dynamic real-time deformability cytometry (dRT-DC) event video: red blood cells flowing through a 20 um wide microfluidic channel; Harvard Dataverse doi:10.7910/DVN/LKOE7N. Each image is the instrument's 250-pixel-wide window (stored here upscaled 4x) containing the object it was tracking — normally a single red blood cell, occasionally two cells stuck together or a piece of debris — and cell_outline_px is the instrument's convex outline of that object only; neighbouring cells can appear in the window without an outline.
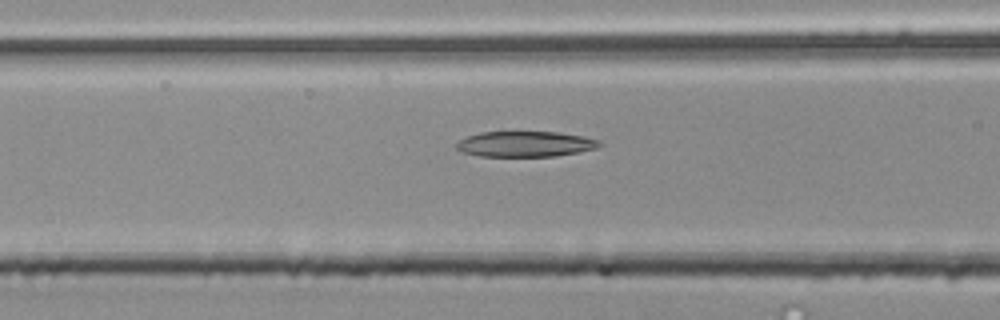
{"species": "common noctule bat (a hibernating species)", "species_latin": "Nyctalus noctula", "temperature_condition": "room temperature", "stored_images_in_passage": 45, "camera_frame_rate_fps": 3000, "um_per_image_px": 0.085, "animal": {"sex": "male", "body_mass_g": 20.4}, "frame": {"image": 1, "passage_image": 13, "time_ms": 4.0, "image_size_px": [1000, 320], "cell_outline_px": [[604, 144], [596, 148], [556, 156], [480, 156], [464, 152], [456, 148], [456, 144], [460, 140], [468, 136], [480, 132], [560, 132], [584, 136], [600, 140]], "centroid_in_image_um": [44.69, 12.23], "position_along_channel_um": 121.9, "area_um2": 21.21}}
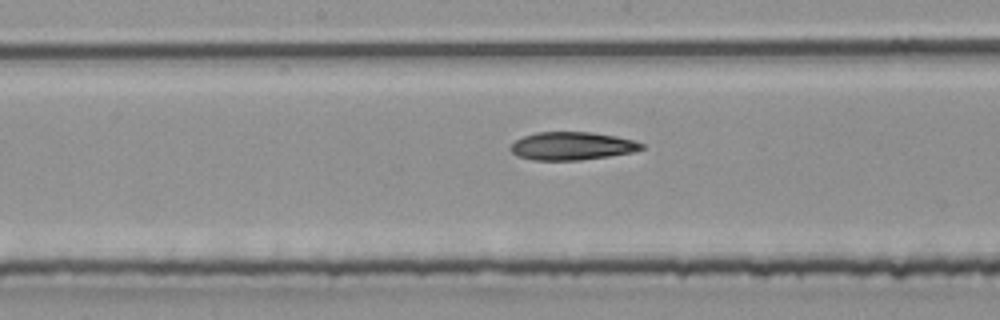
{"frame": {"image": 2, "passage_image": 19, "time_ms": 6.0, "image_size_px": [1000, 320], "cell_outline_px": [[644, 148], [632, 152], [608, 156], [580, 160], [532, 160], [516, 156], [508, 148], [516, 140], [524, 136], [536, 132], [592, 132], [616, 136], [636, 140], [644, 144]], "centroid_in_image_um": [48.61, 12.41], "position_along_channel_um": 199.6, "area_um2": 21.5}}
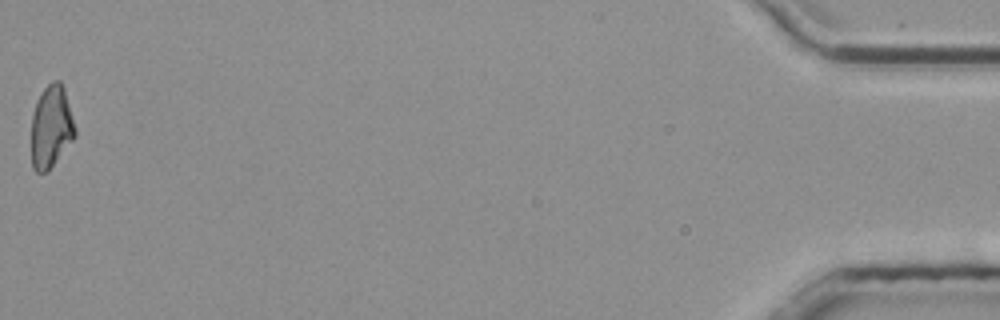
{"frame": {"image": 3, "passage_image": 45, "time_ms": 14.667, "image_size_px": [1000, 320], "cell_outline_px": [[76, 136], [52, 164], [44, 172], [36, 172], [32, 168], [32, 116], [36, 100], [40, 92], [52, 80], [60, 80], [64, 88], [76, 128]], "centroid_in_image_um": [4.35, 10.72], "position_along_channel_um": 430.9, "area_um2": 20.81}}